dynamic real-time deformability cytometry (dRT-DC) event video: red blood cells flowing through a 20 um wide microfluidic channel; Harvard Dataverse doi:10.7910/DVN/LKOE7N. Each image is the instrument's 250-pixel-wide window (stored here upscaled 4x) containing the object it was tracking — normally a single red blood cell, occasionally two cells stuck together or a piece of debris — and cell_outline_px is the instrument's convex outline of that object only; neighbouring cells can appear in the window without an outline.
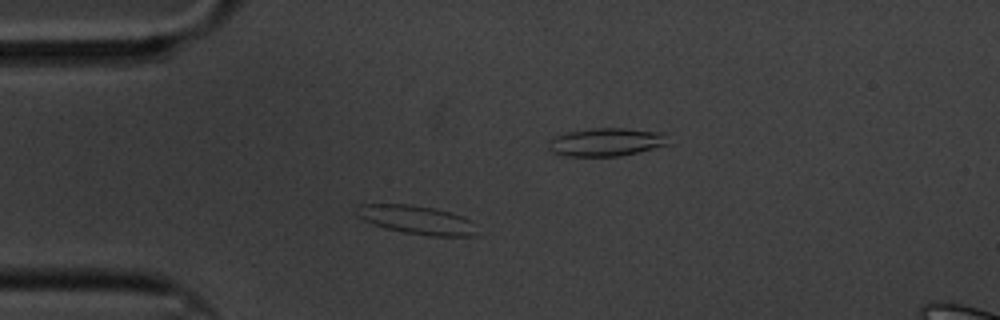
{"species": "common noctule bat (a hibernating species)", "species_latin": "Nyctalus noctula", "temperature_condition": "cold", "stored_images_in_passage": 48, "camera_frame_rate_fps": 3000, "um_per_image_px": 0.085, "animal": {"sex": "male", "body_mass_g": 20.1, "forearm_length_mm": 53.5}, "frame": {"image": 1, "passage_image": 2, "time_ms": 0.333, "image_size_px": [1000, 320], "cell_outline_px": [[476, 236], [428, 236], [404, 232], [384, 228], [372, 224], [356, 216], [360, 204], [412, 204], [432, 208], [464, 216], [472, 220], [476, 232]], "centroid_in_image_um": [35.43, 18.69], "position_along_channel_um": 49.6, "area_um2": 20.06}}
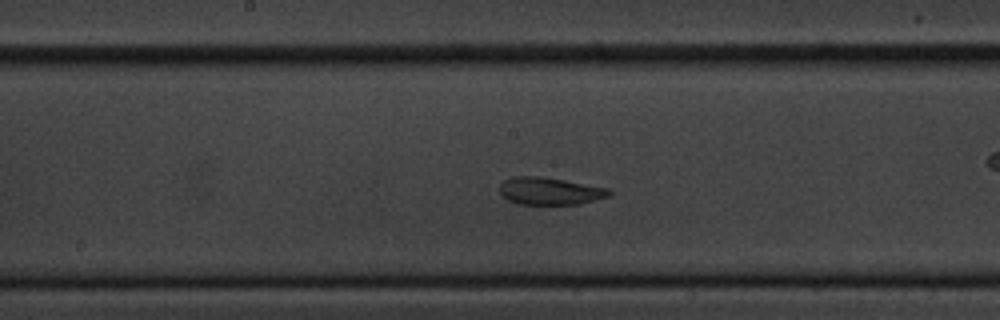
{"frame": {"image": 2, "passage_image": 17, "time_ms": 5.333, "image_size_px": [1000, 320], "cell_outline_px": [[612, 192], [608, 196], [580, 204], [516, 204], [500, 196], [500, 184], [504, 180], [512, 176], [544, 176], [608, 188]], "centroid_in_image_um": [46.69, 16.23], "position_along_channel_um": 201.5, "area_um2": 17.63}}
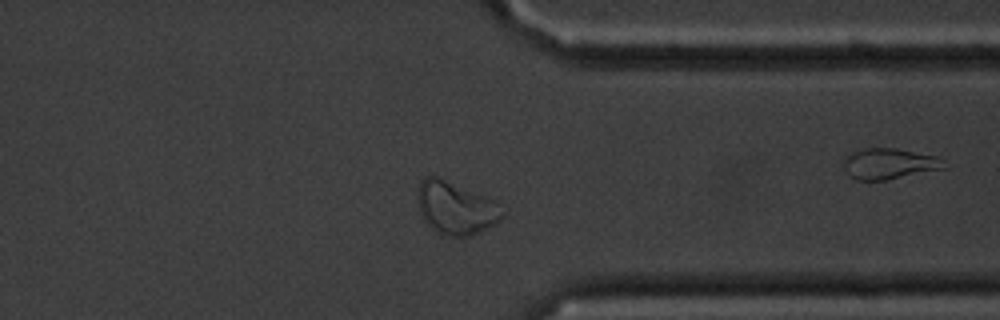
{"frame": {"image": 3, "passage_image": 33, "time_ms": 10.667, "image_size_px": [1000, 320], "cell_outline_px": [[504, 216], [500, 220], [476, 232], [464, 236], [448, 236], [432, 228], [424, 220], [420, 212], [416, 196], [416, 188], [420, 180], [428, 176], [436, 176], [496, 200], [504, 212]], "centroid_in_image_um": [38.7, 17.64], "position_along_channel_um": 372.7, "area_um2": 25.78}, "authors_computed_cell_mechanics": {"area_um2": 18.8139, "velocity_mm_per_s": 3.2635, "shape_relaxation_time_tau1_ms": 6.2779, "shape_relaxation_time_tau2_ms": 1.4388, "deformation_change_tau1": 0.1632, "deformation_change_tau2": 0.0539}}